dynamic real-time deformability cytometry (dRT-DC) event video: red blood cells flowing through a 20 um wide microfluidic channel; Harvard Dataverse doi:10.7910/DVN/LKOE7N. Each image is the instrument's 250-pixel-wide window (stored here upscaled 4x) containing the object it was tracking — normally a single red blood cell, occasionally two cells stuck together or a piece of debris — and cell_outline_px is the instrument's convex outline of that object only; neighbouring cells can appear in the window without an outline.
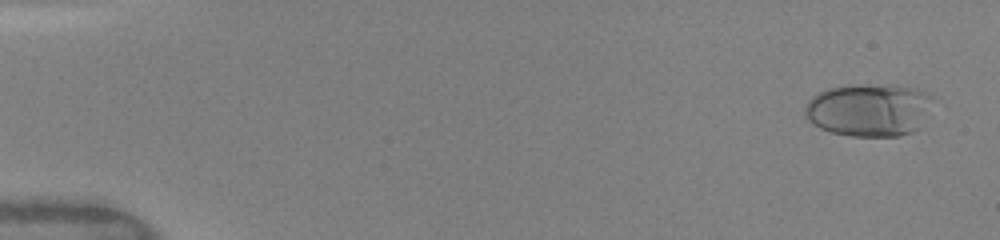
{"species": "human", "species_latin": "Homo sapiens", "temperature_condition": "warm", "stored_images_in_passage": 50, "camera_frame_rate_fps": 3000, "um_per_image_px": 0.085, "donor": {"sex": "female"}, "frame": {"image": 1, "passage_image": 3, "time_ms": 0.667, "image_size_px": [1000, 240], "cell_outline_px": [[932, 96], [920, 128], [912, 132], [900, 136], [852, 136], [832, 132], [820, 128], [812, 124], [804, 116], [804, 108], [808, 100], [816, 92], [828, 88], [848, 84], [856, 84], [916, 88], [928, 92]], "centroid_in_image_um": [73.8, 9.34], "position_along_channel_um": 11.2, "area_um2": 39.42}}
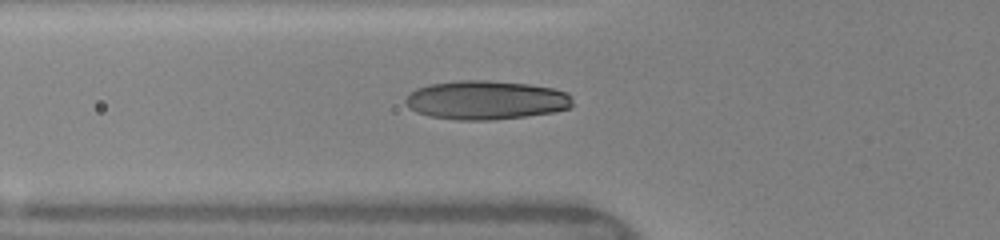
{"frame": {"image": 2, "passage_image": 19, "time_ms": 6.0, "image_size_px": [1000, 240], "cell_outline_px": [[572, 104], [568, 108], [556, 112], [492, 120], [456, 120], [428, 116], [416, 112], [408, 108], [404, 100], [416, 88], [428, 84], [456, 80], [488, 80], [528, 84], [552, 88], [568, 92], [572, 96]], "centroid_in_image_um": [41.29, 8.5], "position_along_channel_um": 84.5, "area_um2": 38.15}}
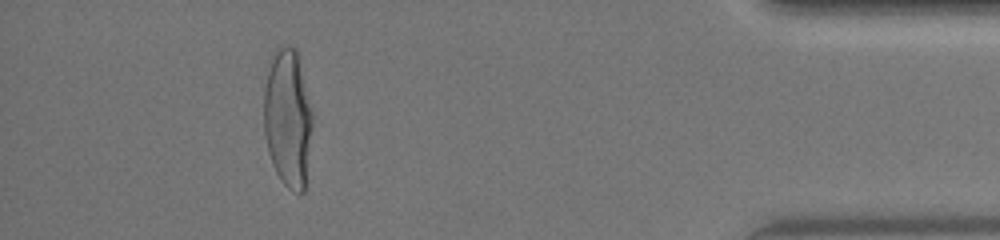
{"frame": {"image": 3, "passage_image": 46, "time_ms": 15.0, "image_size_px": [1000, 240], "cell_outline_px": [[312, 124], [304, 192], [292, 192], [284, 184], [276, 172], [272, 164], [268, 152], [264, 132], [264, 88], [268, 60], [272, 52], [280, 44], [288, 44], [296, 48], [312, 112]], "centroid_in_image_um": [24.43, 9.97], "position_along_channel_um": 410.8, "area_um2": 39.48}, "authors_computed_cell_mechanics": {"area_um2": 37.3388, "velocity_mm_per_s": 4.1247, "shape_relaxation_time_tau1_ms": 4.4462, "shape_relaxation_time_tau2_ms": null, "deformation_change_tau1": 0.2078, "deformation_change_tau2": null}}